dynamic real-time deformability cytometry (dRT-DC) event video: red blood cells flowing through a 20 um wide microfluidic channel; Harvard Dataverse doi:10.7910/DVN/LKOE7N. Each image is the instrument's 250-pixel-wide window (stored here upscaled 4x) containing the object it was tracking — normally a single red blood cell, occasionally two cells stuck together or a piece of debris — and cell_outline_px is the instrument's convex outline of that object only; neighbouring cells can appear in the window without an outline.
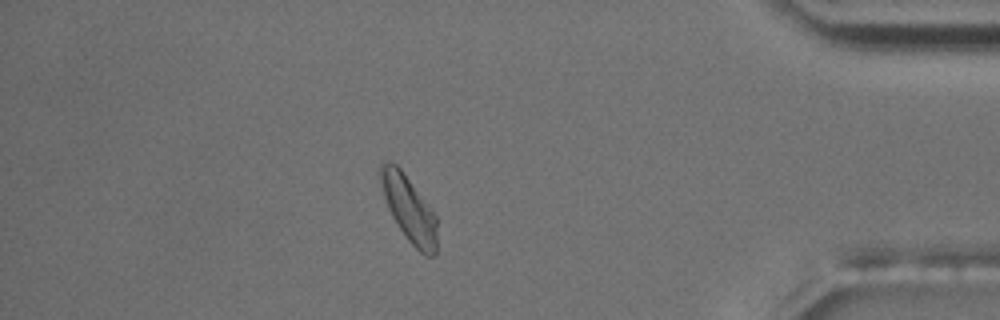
{"species": "common noctule bat (a hibernating species)", "species_latin": "Nyctalus noctula", "temperature_condition": "room temperature", "stored_images_in_passage": 56, "camera_frame_rate_fps": 3000, "um_per_image_px": 0.085, "animal": {"sex": "male", "body_mass_g": 17.5, "forearm_length_mm": 52.3}, "frame": {"image": 1, "passage_image": 48, "time_ms": 15.667, "image_size_px": [1000, 320], "cell_outline_px": [[436, 252], [432, 256], [428, 256], [420, 252], [408, 240], [392, 216], [388, 208], [380, 184], [380, 164], [396, 164], [400, 168], [436, 216]], "centroid_in_image_um": [34.76, 17.78], "position_along_channel_um": 400.4, "area_um2": 20.87}, "authors_computed_cell_mechanics": {"area_um2": 20.3745, "velocity_mm_per_s": 3.585, "shape_relaxation_time_tau1_ms": 4.3349, "shape_relaxation_time_tau2_ms": 4.8051, "deformation_change_tau1": 0.1232, "deformation_change_tau2": 0.113}}